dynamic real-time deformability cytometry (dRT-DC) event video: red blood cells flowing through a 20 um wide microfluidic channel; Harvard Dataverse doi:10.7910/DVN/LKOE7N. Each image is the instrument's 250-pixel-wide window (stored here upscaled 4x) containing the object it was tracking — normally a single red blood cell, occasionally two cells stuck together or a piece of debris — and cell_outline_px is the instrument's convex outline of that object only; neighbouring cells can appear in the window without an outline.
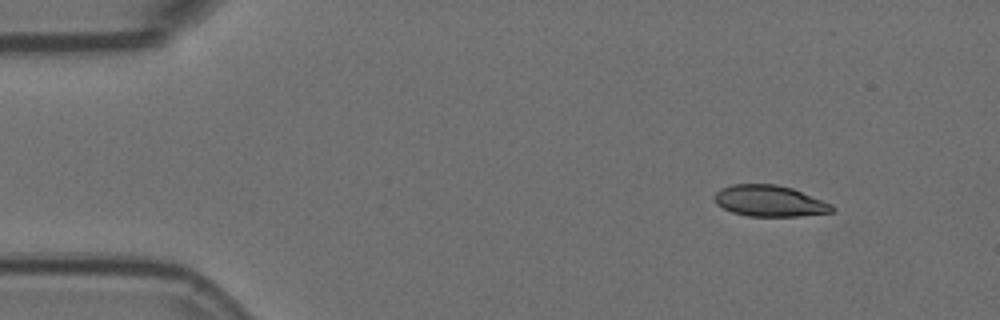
{"species": "Egyptian fruit bat (a non-hibernating species)", "species_latin": "Rousettus aegyptiacus", "temperature_condition": "room temperature", "stored_images_in_passage": 4, "camera_frame_rate_fps": 3000, "um_per_image_px": 0.085, "animal": {"sex": "female"}, "frame": {"image": 1, "passage_image": 1, "time_ms": 0.0, "image_size_px": [1000, 320], "cell_outline_px": [[836, 208], [832, 212], [800, 216], [748, 216], [732, 212], [716, 204], [712, 196], [720, 188], [732, 184], [776, 184], [792, 188], [832, 204]], "centroid_in_image_um": [65.39, 17.08], "position_along_channel_um": 19.6, "area_um2": 21.44}}
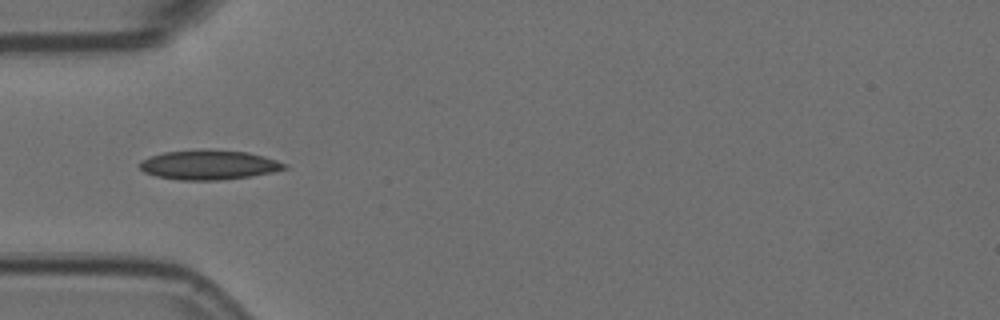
{"frame": {"image": 2, "passage_image": 4, "time_ms": 1.0, "image_size_px": [1000, 320], "cell_outline_px": [[288, 168], [272, 172], [252, 176], [220, 180], [180, 180], [156, 176], [144, 172], [140, 168], [140, 160], [164, 152], [200, 148], [208, 148], [248, 152], [264, 156], [288, 164]], "centroid_in_image_um": [17.77, 13.99], "position_along_channel_um": 67.2, "area_um2": 25.32}}